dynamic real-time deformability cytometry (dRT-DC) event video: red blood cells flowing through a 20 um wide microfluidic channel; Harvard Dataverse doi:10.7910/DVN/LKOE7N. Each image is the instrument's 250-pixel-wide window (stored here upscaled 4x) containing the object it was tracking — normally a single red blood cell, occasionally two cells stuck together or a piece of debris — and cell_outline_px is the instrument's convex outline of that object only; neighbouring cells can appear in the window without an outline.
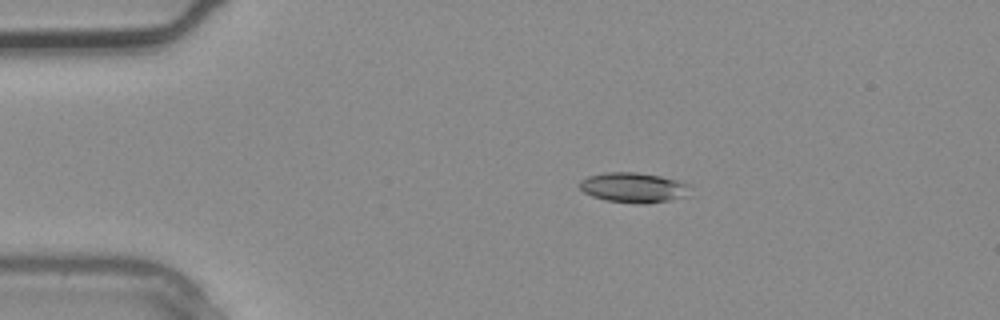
{"species": "common noctule bat (a hibernating species)", "species_latin": "Nyctalus noctula", "temperature_condition": "warm", "stored_images_in_passage": 3, "camera_frame_rate_fps": 3000, "um_per_image_px": 0.085, "animal": {"sex": "male", "body_mass_g": 20.4}, "frame": {"image": 1, "passage_image": 2, "time_ms": 0.333, "image_size_px": [1000, 320], "cell_outline_px": [[688, 184], [684, 196], [668, 200], [648, 204], [640, 204], [604, 200], [592, 196], [584, 192], [576, 184], [580, 180], [588, 176], [604, 172], [636, 172], [660, 176], [676, 180]], "centroid_in_image_um": [53.74, 15.94], "position_along_channel_um": 31.3, "area_um2": 19.19}}